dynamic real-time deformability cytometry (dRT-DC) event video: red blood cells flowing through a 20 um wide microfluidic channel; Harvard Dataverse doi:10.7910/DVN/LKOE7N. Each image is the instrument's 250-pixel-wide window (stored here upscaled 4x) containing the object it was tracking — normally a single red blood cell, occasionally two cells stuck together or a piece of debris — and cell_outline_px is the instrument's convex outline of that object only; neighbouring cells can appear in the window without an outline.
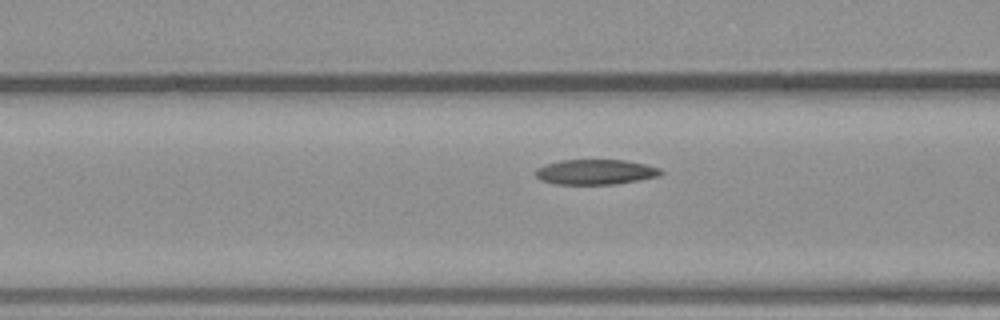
{"species": "common noctule bat (a hibernating species)", "species_latin": "Nyctalus noctula", "temperature_condition": "warm", "stored_images_in_passage": 10, "camera_frame_rate_fps": 3000, "um_per_image_px": 0.085, "animal": {"sex": "male", "body_mass_g": 23.1, "forearm_length_mm": 52.7}, "frame": {"image": 1, "passage_image": 9, "time_ms": 2.667, "image_size_px": [1000, 320], "cell_outline_px": [[664, 172], [660, 176], [640, 180], [616, 184], [552, 184], [540, 180], [532, 172], [536, 168], [544, 164], [560, 160], [624, 160], [644, 164], [660, 168]], "centroid_in_image_um": [50.57, 14.62], "position_along_channel_um": 116.0, "area_um2": 18.61}}